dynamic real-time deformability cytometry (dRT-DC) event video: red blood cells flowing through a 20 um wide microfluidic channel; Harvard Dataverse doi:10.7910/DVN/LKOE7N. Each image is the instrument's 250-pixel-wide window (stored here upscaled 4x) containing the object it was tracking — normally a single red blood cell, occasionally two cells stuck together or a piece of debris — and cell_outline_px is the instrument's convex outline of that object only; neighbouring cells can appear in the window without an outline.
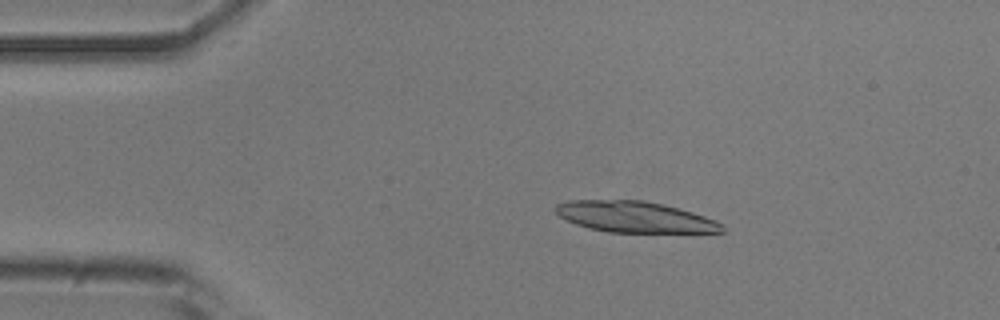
{"species": "common noctule bat (a hibernating species)", "species_latin": "Nyctalus noctula", "temperature_condition": "room temperature", "stored_images_in_passage": 52, "camera_frame_rate_fps": 3000, "um_per_image_px": 0.085, "animal": {"sex": "male", "body_mass_g": 20.5, "forearm_length_mm": 52.5}, "frame": {"image": 1, "passage_image": 9, "time_ms": 2.667, "image_size_px": [1000, 320], "cell_outline_px": [[724, 232], [608, 232], [588, 228], [576, 224], [560, 216], [556, 212], [556, 204], [568, 200], [644, 200], [664, 204], [692, 212], [716, 220], [724, 224]], "centroid_in_image_um": [53.97, 18.43], "position_along_channel_um": 31.0, "area_um2": 30.0}}